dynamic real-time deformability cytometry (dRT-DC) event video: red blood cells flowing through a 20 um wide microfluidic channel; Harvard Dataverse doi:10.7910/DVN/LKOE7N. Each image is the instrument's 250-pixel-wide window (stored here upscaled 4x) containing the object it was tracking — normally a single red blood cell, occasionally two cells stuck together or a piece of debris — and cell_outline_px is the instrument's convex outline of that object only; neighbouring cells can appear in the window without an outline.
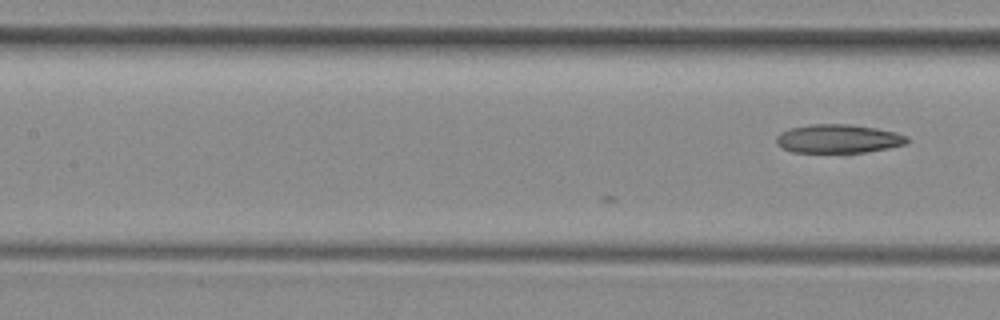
{"species": "common noctule bat (a hibernating species)", "species_latin": "Nyctalus noctula", "temperature_condition": "room temperature", "stored_images_in_passage": 6, "camera_frame_rate_fps": 3000, "um_per_image_px": 0.085, "animal": {"sex": "female", "body_mass_g": 29.2, "forearm_length_mm": 56.3}, "frame": {"image": 1, "passage_image": 6, "time_ms": 1.667, "image_size_px": [1000, 320], "cell_outline_px": [[908, 140], [904, 144], [888, 148], [868, 152], [844, 156], [792, 152], [776, 144], [776, 136], [780, 132], [792, 128], [812, 124], [848, 124], [876, 128], [896, 132], [908, 136]], "centroid_in_image_um": [71.24, 11.85], "position_along_channel_um": 136.2, "area_um2": 22.83}}